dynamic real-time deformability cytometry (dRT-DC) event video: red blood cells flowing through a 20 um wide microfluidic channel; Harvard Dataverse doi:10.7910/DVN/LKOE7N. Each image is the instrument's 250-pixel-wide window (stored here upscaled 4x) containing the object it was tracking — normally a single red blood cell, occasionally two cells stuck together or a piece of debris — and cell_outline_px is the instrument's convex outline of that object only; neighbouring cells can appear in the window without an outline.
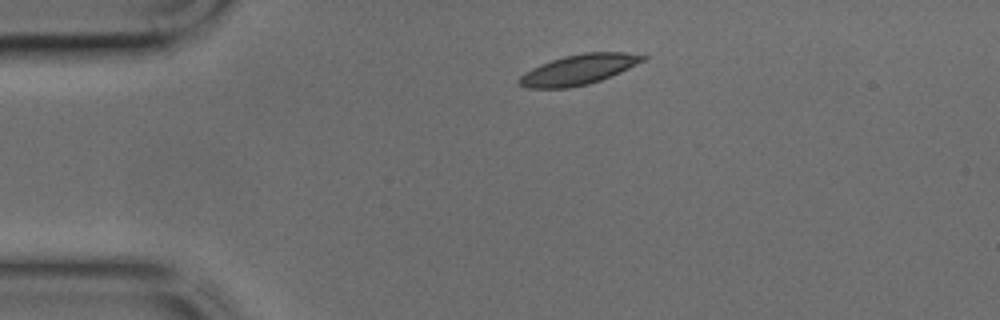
{"species": "common noctule bat (a hibernating species)", "species_latin": "Nyctalus noctula", "temperature_condition": "cold", "stored_images_in_passage": 37, "camera_frame_rate_fps": 3000, "um_per_image_px": 0.085, "animal": {"sex": "male", "body_mass_g": 17.9, "forearm_length_mm": 54.2}, "frame": {"image": 1, "passage_image": 1, "time_ms": 0.0, "image_size_px": [1000, 320], "cell_outline_px": [[648, 60], [620, 72], [600, 80], [588, 84], [568, 88], [524, 88], [516, 84], [516, 80], [524, 72], [532, 68], [552, 60], [564, 56], [584, 52], [624, 52], [648, 56]], "centroid_in_image_um": [49.17, 5.92], "position_along_channel_um": 35.8, "area_um2": 21.91}}
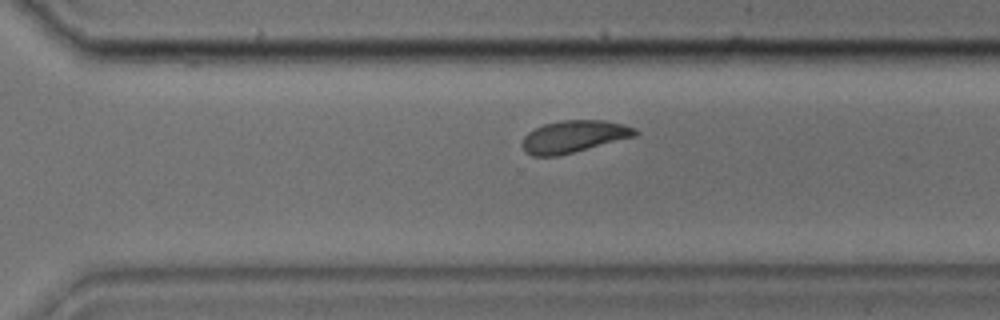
{"frame": {"image": 2, "passage_image": 23, "time_ms": 7.333, "image_size_px": [1000, 320], "cell_outline_px": [[640, 132], [636, 136], [560, 156], [532, 156], [524, 152], [520, 144], [524, 136], [528, 132], [544, 124], [560, 120], [604, 120], [624, 124], [636, 128]], "centroid_in_image_um": [48.77, 11.61], "position_along_channel_um": 321.8, "area_um2": 21.5}}
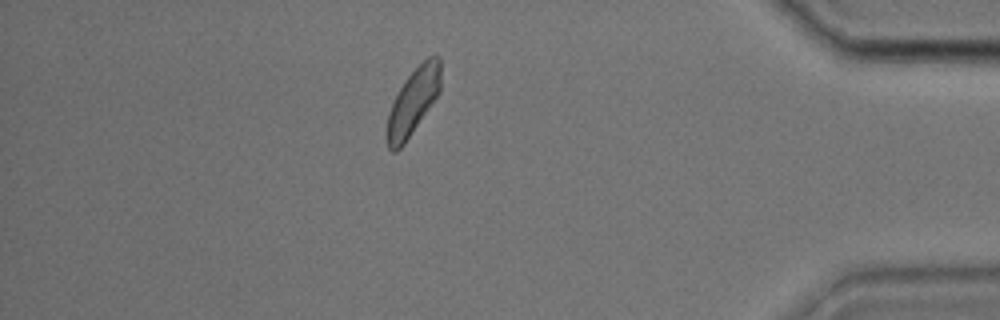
{"frame": {"image": 3, "passage_image": 31, "time_ms": 10.0, "image_size_px": [1000, 320], "cell_outline_px": [[440, 92], [404, 144], [396, 152], [392, 152], [388, 148], [384, 136], [384, 132], [388, 112], [404, 80], [428, 56], [436, 52], [440, 60]], "centroid_in_image_um": [35.07, 8.68], "position_along_channel_um": 400.1, "area_um2": 20.92}}